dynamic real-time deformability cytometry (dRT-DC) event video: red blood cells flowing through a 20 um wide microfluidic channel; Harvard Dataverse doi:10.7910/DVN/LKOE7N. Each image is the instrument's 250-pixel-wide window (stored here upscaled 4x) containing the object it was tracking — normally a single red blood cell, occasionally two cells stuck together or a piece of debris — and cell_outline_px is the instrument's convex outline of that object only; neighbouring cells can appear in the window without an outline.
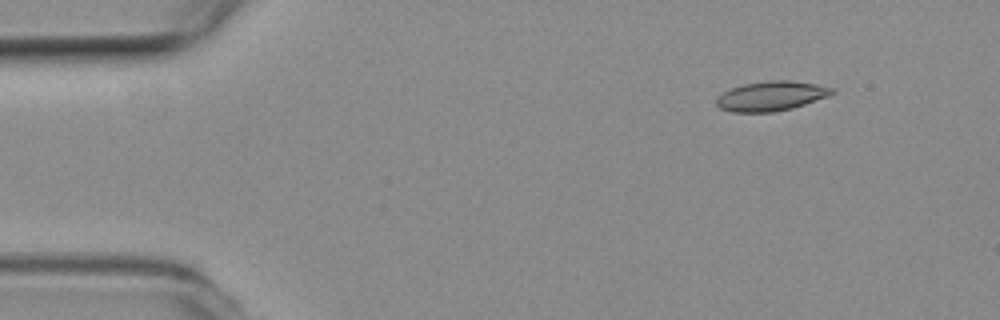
{"species": "common noctule bat (a hibernating species)", "species_latin": "Nyctalus noctula", "temperature_condition": "room temperature", "stored_images_in_passage": 6, "segment_of_instrument_passage": [2, 2], "camera_frame_rate_fps": 3000, "um_per_image_px": 0.085, "animal": {"sex": "female", "body_mass_g": 19.3, "forearm_length_mm": 54.1}, "frame": {"image": 1, "passage_image": 6, "time_ms": 1.667, "image_size_px": [1000, 320], "cell_outline_px": [[836, 92], [828, 96], [792, 108], [772, 112], [732, 112], [720, 108], [716, 104], [716, 100], [724, 92], [732, 88], [744, 84], [772, 80], [788, 80], [816, 84], [832, 88]], "centroid_in_image_um": [65.56, 8.16], "position_along_channel_um": 19.4, "area_um2": 19.65}}